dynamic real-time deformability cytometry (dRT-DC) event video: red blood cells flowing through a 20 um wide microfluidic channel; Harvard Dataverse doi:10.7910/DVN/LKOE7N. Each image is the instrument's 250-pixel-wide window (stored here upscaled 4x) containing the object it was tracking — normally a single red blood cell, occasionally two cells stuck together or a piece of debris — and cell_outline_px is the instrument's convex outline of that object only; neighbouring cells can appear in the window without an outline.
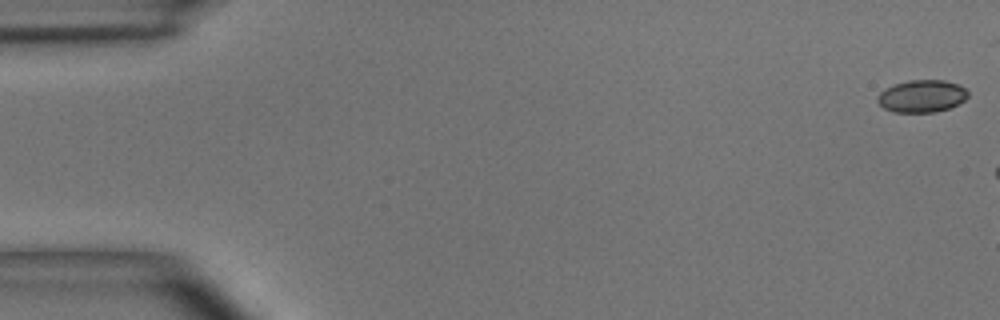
{"species": "common noctule bat (a hibernating species)", "species_latin": "Nyctalus noctula", "temperature_condition": "room temperature", "stored_images_in_passage": 6, "camera_frame_rate_fps": 3000, "um_per_image_px": 0.085, "animal": {"sex": "male", "body_mass_g": 15.6}, "frame": {"image": 1, "passage_image": 1, "time_ms": 0.0, "image_size_px": [1000, 320], "cell_outline_px": [[968, 96], [964, 100], [948, 108], [936, 112], [892, 112], [884, 108], [876, 100], [876, 96], [884, 88], [908, 80], [944, 80], [960, 84], [968, 92]], "centroid_in_image_um": [78.33, 8.16], "position_along_channel_um": 6.7, "area_um2": 17.11}}